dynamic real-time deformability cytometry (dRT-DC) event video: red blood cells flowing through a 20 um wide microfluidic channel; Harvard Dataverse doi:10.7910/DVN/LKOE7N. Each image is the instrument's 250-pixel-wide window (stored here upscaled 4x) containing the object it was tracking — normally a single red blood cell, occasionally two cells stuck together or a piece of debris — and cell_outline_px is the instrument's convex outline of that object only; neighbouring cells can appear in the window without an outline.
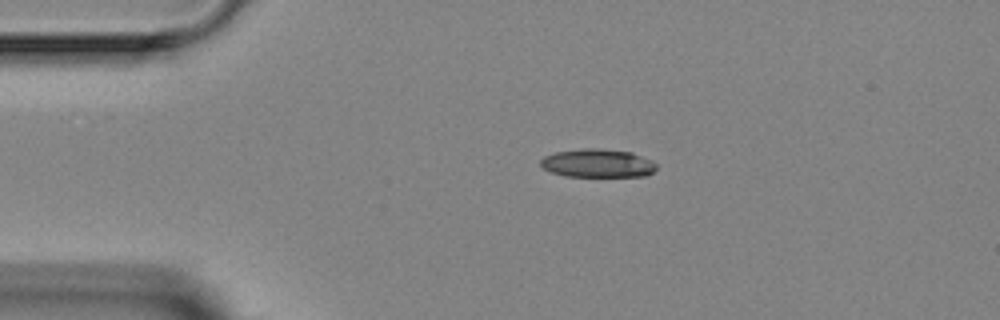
{"species": "Egyptian fruit bat (a non-hibernating species)", "species_latin": "Rousettus aegyptiacus", "temperature_condition": "room temperature", "stored_images_in_passage": 2, "camera_frame_rate_fps": 3000, "um_per_image_px": 0.085, "animal": {"sex": "female"}, "frame": {"image": 1, "passage_image": 1, "time_ms": 0.0, "image_size_px": [1000, 320], "cell_outline_px": [[656, 168], [648, 176], [564, 176], [552, 172], [544, 168], [540, 164], [540, 160], [544, 156], [556, 152], [584, 148], [600, 148], [632, 152], [652, 160], [656, 164]], "centroid_in_image_um": [50.82, 13.87], "position_along_channel_um": 34.2, "area_um2": 19.19}}